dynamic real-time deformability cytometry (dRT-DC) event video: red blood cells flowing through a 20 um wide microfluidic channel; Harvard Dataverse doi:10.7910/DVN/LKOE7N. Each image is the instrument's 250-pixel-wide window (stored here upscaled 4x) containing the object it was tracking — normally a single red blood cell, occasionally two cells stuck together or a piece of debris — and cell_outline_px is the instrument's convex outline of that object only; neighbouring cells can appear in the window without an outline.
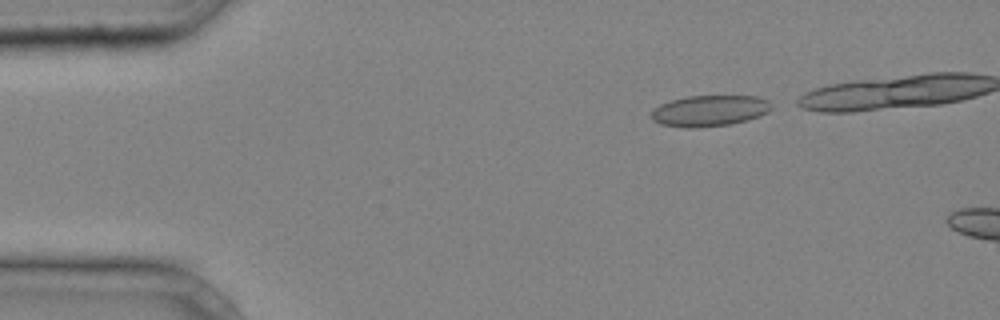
{"species": "common noctule bat (a hibernating species)", "species_latin": "Nyctalus noctula", "temperature_condition": "cold", "stored_images_in_passage": 4, "camera_frame_rate_fps": 3000, "um_per_image_px": 0.085, "animal": {"sex": "male", "body_mass_g": 20.4}, "frame": {"image": 1, "passage_image": 1, "time_ms": 0.0, "image_size_px": [1000, 320], "cell_outline_px": [[772, 108], [768, 112], [760, 116], [748, 120], [728, 124], [692, 128], [688, 128], [660, 124], [652, 120], [648, 116], [660, 104], [672, 100], [688, 96], [756, 96], [768, 100]], "centroid_in_image_um": [60.3, 9.41], "position_along_channel_um": 24.7, "area_um2": 21.68}}